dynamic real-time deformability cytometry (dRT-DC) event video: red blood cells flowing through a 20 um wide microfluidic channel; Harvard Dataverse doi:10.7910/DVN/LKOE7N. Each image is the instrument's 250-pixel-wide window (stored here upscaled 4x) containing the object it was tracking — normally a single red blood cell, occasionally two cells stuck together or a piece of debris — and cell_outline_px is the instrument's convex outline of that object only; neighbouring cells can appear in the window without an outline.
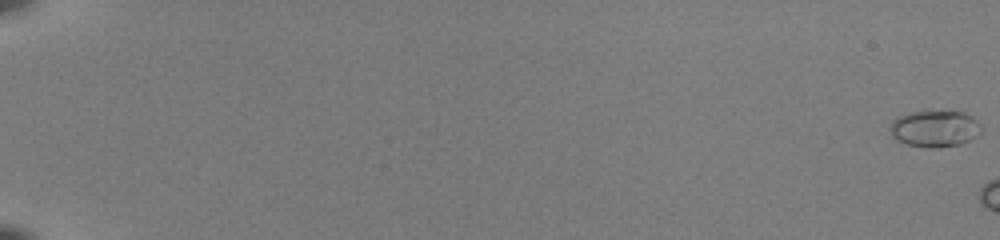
{"species": "common noctule bat (a hibernating species)", "species_latin": "Nyctalus noctula", "temperature_condition": "room temperature", "stored_images_in_passage": 7, "camera_frame_rate_fps": 3000, "um_per_image_px": 0.085, "animal": {"sex": "female", "body_mass_g": 22.0, "forearm_length_mm": 56.7}, "frame": {"image": 1, "passage_image": 1, "time_ms": 0.0, "image_size_px": [1000, 240], "cell_outline_px": [[980, 132], [976, 136], [960, 144], [932, 148], [908, 144], [892, 136], [888, 128], [900, 116], [912, 112], [964, 112], [972, 116], [980, 124]], "centroid_in_image_um": [79.48, 10.94], "position_along_channel_um": 5.5, "area_um2": 18.84}}